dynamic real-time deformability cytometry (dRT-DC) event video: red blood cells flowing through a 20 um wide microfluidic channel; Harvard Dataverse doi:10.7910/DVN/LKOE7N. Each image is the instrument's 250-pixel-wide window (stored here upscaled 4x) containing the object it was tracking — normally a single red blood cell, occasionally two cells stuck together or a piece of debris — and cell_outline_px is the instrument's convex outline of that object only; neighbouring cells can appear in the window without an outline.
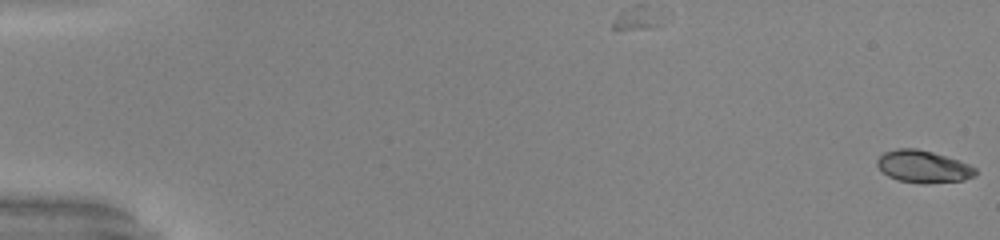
{"species": "common noctule bat (a hibernating species)", "species_latin": "Nyctalus noctula", "temperature_condition": "warm", "stored_images_in_passage": 53, "camera_frame_rate_fps": 3000, "um_per_image_px": 0.085, "animal": {"sex": "male", "body_mass_g": 20.0, "forearm_length_mm": 53.3}, "frame": {"image": 1, "passage_image": 1, "time_ms": 0.0, "image_size_px": [1000, 240], "cell_outline_px": [[976, 176], [964, 180], [924, 184], [900, 180], [888, 176], [876, 164], [876, 160], [884, 152], [896, 148], [916, 148], [932, 152], [968, 164], [976, 168]], "centroid_in_image_um": [78.47, 14.16], "position_along_channel_um": 6.5, "area_um2": 18.32}}
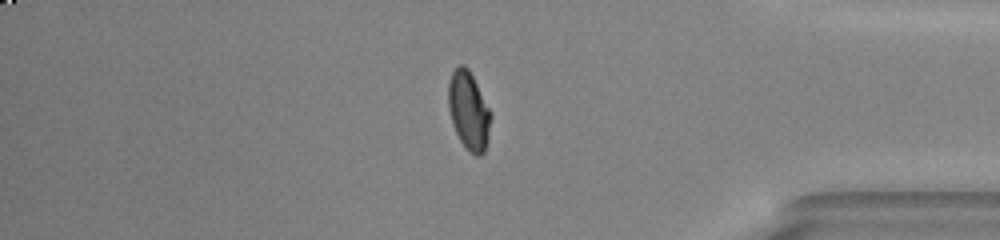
{"frame": {"image": 2, "passage_image": 45, "time_ms": 14.667, "image_size_px": [1000, 240], "cell_outline_px": [[492, 116], [488, 136], [484, 152], [480, 156], [476, 156], [468, 152], [464, 148], [452, 124], [448, 108], [448, 84], [452, 72], [460, 64], [464, 64], [468, 68], [492, 112]], "centroid_in_image_um": [39.84, 9.43], "position_along_channel_um": 395.4, "area_um2": 19.59}}
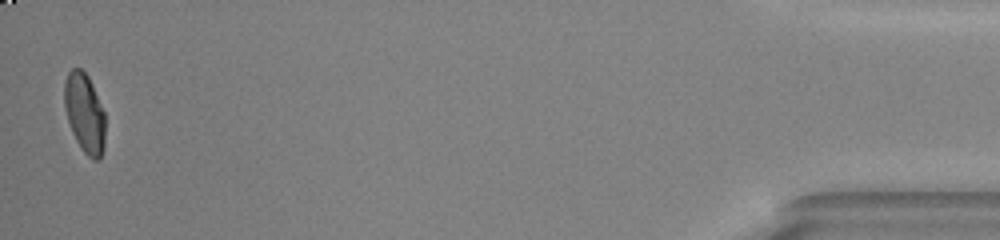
{"frame": {"image": 3, "passage_image": 52, "time_ms": 17.0, "image_size_px": [1000, 240], "cell_outline_px": [[104, 148], [100, 160], [92, 160], [84, 152], [76, 140], [72, 132], [64, 108], [64, 84], [68, 72], [72, 68], [80, 68], [88, 76], [92, 84], [104, 112]], "centroid_in_image_um": [7.18, 9.62], "position_along_channel_um": 428.0, "area_um2": 18.84}, "authors_computed_cell_mechanics": {"area_um2": 18.9006, "velocity_mm_per_s": 4.0658, "shape_relaxation_time_tau1_ms": 5.4107, "shape_relaxation_time_tau2_ms": 1.0211, "deformation_change_tau1": 0.2205, "deformation_change_tau2": 0.0431}}